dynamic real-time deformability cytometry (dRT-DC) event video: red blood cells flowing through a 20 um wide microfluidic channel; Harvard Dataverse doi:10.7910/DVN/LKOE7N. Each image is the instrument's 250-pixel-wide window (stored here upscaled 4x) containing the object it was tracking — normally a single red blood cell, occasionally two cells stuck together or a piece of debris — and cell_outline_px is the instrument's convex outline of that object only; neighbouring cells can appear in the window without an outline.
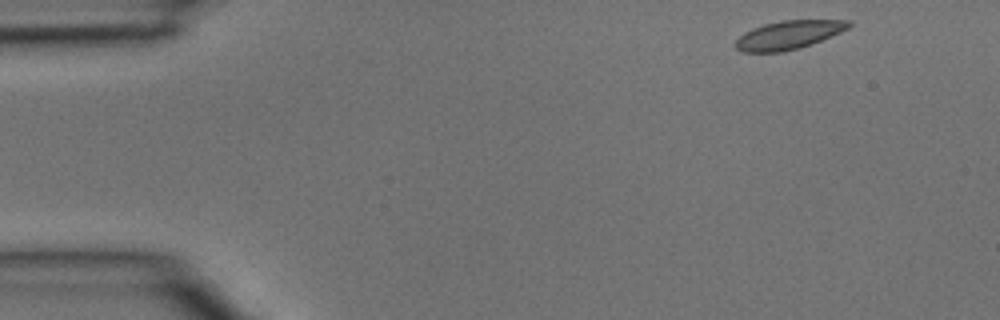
{"species": "common noctule bat (a hibernating species)", "species_latin": "Nyctalus noctula", "temperature_condition": "room temperature", "stored_images_in_passage": 3, "camera_frame_rate_fps": 3000, "um_per_image_px": 0.085, "animal": {"sex": "male", "body_mass_g": 15.6}, "frame": {"image": 1, "passage_image": 1, "time_ms": 0.0, "image_size_px": [1000, 320], "cell_outline_px": [[852, 24], [848, 28], [840, 32], [812, 44], [800, 48], [780, 52], [740, 52], [736, 48], [736, 40], [744, 32], [752, 28], [764, 24], [780, 20], [852, 20]], "centroid_in_image_um": [67.02, 2.97], "position_along_channel_um": 18.0, "area_um2": 18.84}}